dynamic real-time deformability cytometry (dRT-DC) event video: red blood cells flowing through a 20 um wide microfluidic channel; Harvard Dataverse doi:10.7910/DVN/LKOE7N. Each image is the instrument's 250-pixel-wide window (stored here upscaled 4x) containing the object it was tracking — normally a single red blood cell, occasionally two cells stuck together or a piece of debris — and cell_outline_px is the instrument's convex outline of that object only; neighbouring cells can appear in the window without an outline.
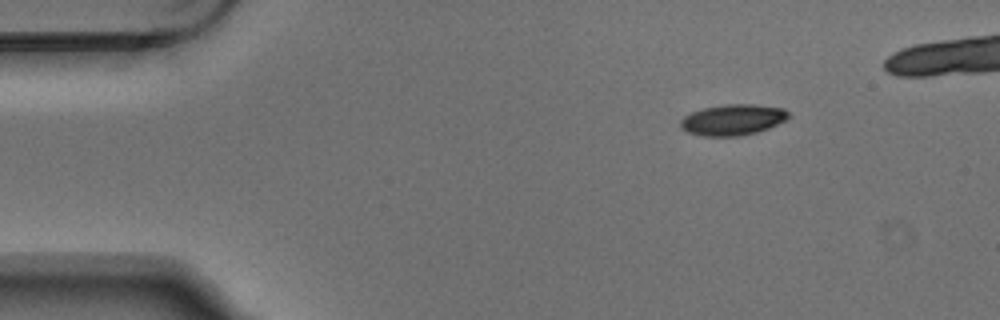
{"species": "Egyptian fruit bat (a non-hibernating species)", "species_latin": "Rousettus aegyptiacus", "temperature_condition": "warm", "stored_images_in_passage": 6, "camera_frame_rate_fps": 3000, "um_per_image_px": 0.085, "animal": {"sex": "male"}, "frame": {"image": 1, "passage_image": 1, "time_ms": 0.0, "image_size_px": [1000, 320], "cell_outline_px": [[788, 116], [784, 120], [768, 128], [756, 132], [740, 136], [704, 136], [688, 132], [680, 128], [680, 120], [684, 116], [692, 112], [704, 108], [724, 104], [752, 104], [784, 108], [788, 112]], "centroid_in_image_um": [62.25, 10.18], "position_along_channel_um": 22.8, "area_um2": 19.31}}
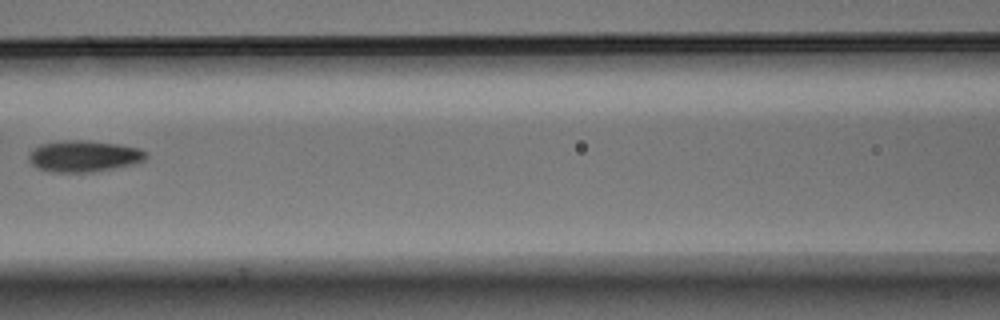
{"frame": {"image": 2, "passage_image": 5, "time_ms": 1.333, "image_size_px": [1000, 320], "cell_outline_px": [[148, 156], [144, 160], [132, 164], [92, 172], [52, 172], [36, 168], [28, 160], [28, 156], [32, 148], [40, 144], [64, 140], [84, 140], [116, 144], [140, 148], [148, 152]], "centroid_in_image_um": [7.1, 13.27], "position_along_channel_um": 159.5, "area_um2": 21.5}}
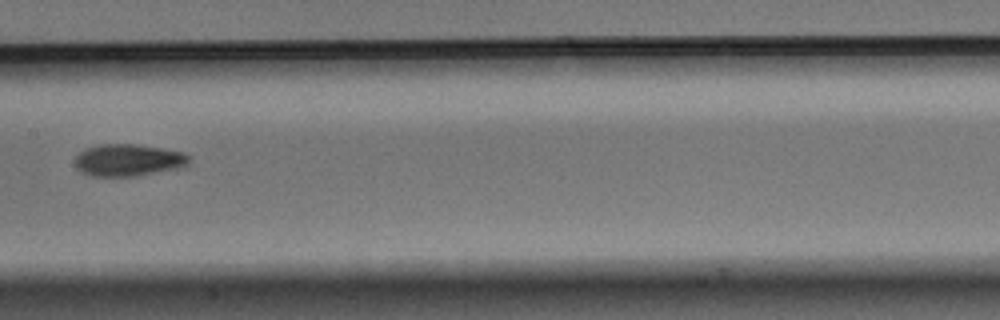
{"frame": {"image": 3, "passage_image": 6, "time_ms": 1.667, "image_size_px": [1000, 320], "cell_outline_px": [[188, 164], [176, 168], [132, 176], [92, 176], [80, 172], [76, 168], [76, 156], [84, 148], [100, 144], [136, 144], [184, 152], [188, 156]], "centroid_in_image_um": [10.84, 13.6], "position_along_channel_um": 196.6, "area_um2": 21.04}}